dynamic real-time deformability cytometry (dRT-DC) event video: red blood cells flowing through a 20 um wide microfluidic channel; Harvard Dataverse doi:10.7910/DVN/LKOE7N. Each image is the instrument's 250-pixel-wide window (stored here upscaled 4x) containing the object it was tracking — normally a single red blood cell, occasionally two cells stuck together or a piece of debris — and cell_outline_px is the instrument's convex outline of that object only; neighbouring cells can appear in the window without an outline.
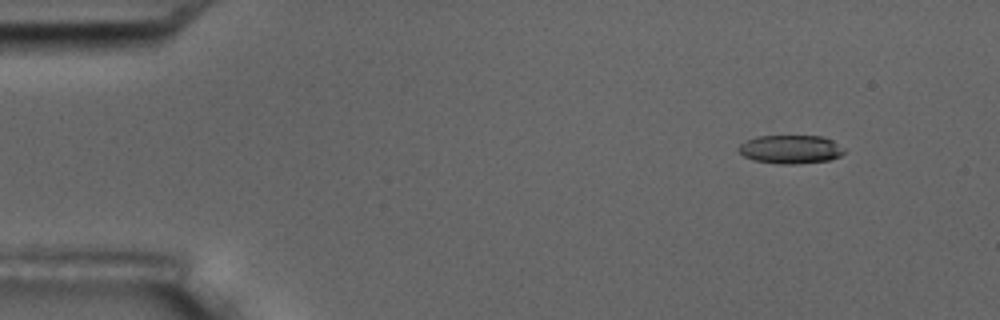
{"species": "common noctule bat (a hibernating species)", "species_latin": "Nyctalus noctula", "temperature_condition": "room temperature", "stored_images_in_passage": 6, "camera_frame_rate_fps": 3000, "um_per_image_px": 0.085, "animal": {"sex": "male", "body_mass_g": 17.5, "forearm_length_mm": 52.3}, "frame": {"image": 1, "passage_image": 2, "time_ms": 1.333, "image_size_px": [1000, 320], "cell_outline_px": [[844, 152], [840, 156], [828, 160], [796, 164], [780, 164], [752, 160], [744, 156], [736, 148], [740, 144], [768, 120], [824, 136], [832, 140], [844, 148]], "centroid_in_image_um": [66.99, 12.37], "position_along_channel_um": 18.0, "area_um2": 22.08}}
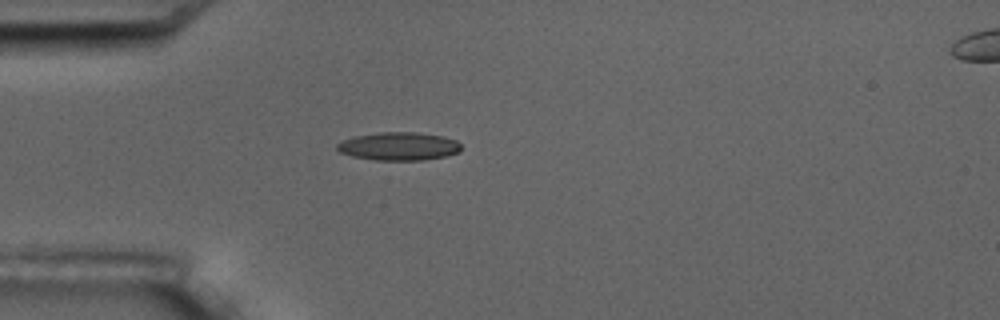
{"frame": {"image": 2, "passage_image": 5, "time_ms": 4.667, "image_size_px": [1000, 320], "cell_outline_px": [[460, 152], [444, 156], [424, 160], [372, 160], [352, 156], [340, 152], [336, 148], [336, 144], [344, 140], [356, 136], [380, 132], [416, 132], [444, 136], [456, 140], [460, 144]], "centroid_in_image_um": [33.9, 12.43], "position_along_channel_um": 51.1, "area_um2": 20.35}}